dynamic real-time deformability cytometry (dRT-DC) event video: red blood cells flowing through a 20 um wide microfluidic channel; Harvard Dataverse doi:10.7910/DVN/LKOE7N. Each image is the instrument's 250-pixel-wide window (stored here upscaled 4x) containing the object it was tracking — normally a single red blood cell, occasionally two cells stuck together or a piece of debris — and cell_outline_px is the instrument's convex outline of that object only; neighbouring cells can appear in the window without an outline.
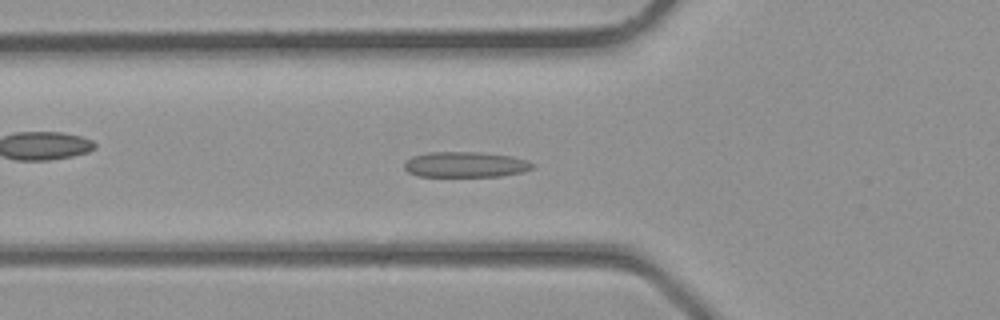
{"species": "common noctule bat (a hibernating species)", "species_latin": "Nyctalus noctula", "temperature_condition": "room temperature", "stored_images_in_passage": 28, "camera_frame_rate_fps": 3000, "um_per_image_px": 0.085, "animal": {"sex": "male", "body_mass_g": 23.1, "forearm_length_mm": 52.7}, "frame": {"image": 1, "passage_image": 3, "time_ms": 0.667, "image_size_px": [1000, 320], "cell_outline_px": [[536, 164], [532, 168], [524, 172], [500, 176], [416, 176], [408, 172], [404, 168], [404, 164], [412, 156], [428, 152], [480, 152], [512, 156]], "centroid_in_image_um": [39.56, 13.98], "position_along_channel_um": 86.2, "area_um2": 19.07}}
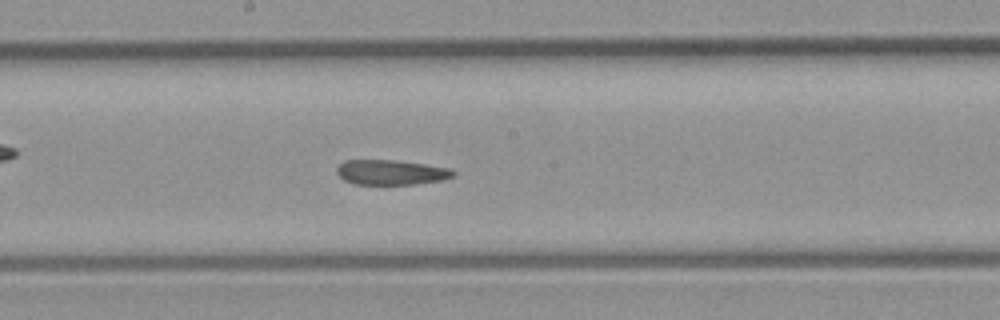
{"frame": {"image": 2, "passage_image": 10, "time_ms": 3.0, "image_size_px": [1000, 320], "cell_outline_px": [[456, 176], [440, 180], [416, 184], [356, 184], [344, 180], [336, 172], [336, 168], [344, 160], [396, 160], [452, 168], [456, 172]], "centroid_in_image_um": [33.27, 14.64], "position_along_channel_um": 214.9, "area_um2": 16.99}}
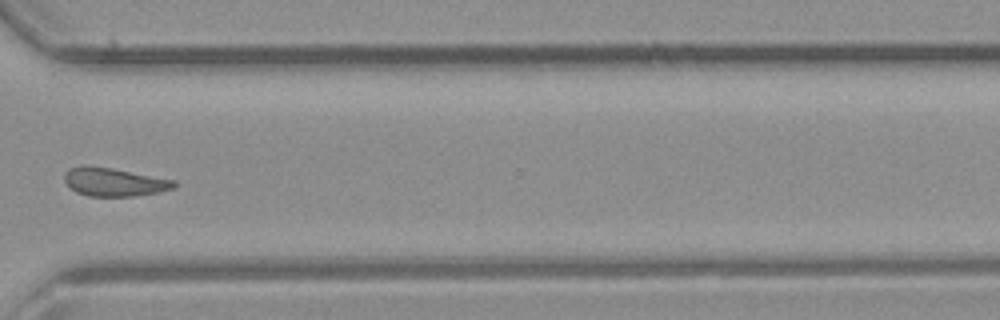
{"frame": {"image": 3, "passage_image": 18, "time_ms": 5.667, "image_size_px": [1000, 320], "cell_outline_px": [[176, 188], [156, 192], [132, 196], [88, 196], [76, 192], [64, 180], [64, 172], [68, 168], [84, 164], [88, 164], [112, 168], [176, 180]], "centroid_in_image_um": [9.67, 15.44], "position_along_channel_um": 360.9, "area_um2": 18.26}}